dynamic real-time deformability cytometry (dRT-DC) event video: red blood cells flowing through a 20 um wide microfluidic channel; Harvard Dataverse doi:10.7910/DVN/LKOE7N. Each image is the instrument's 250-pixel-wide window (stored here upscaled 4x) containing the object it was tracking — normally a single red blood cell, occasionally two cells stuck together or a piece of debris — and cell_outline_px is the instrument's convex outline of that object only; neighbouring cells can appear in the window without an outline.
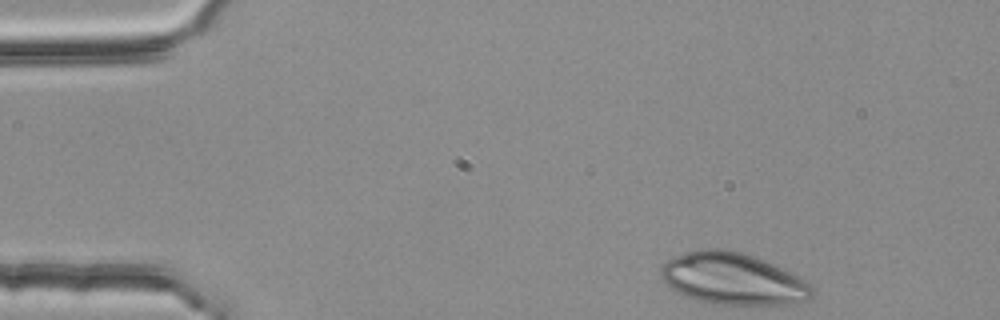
{"species": "common noctule bat (a hibernating species)", "species_latin": "Nyctalus noctula", "temperature_condition": "room temperature", "stored_images_in_passage": 41, "camera_frame_rate_fps": 3000, "um_per_image_px": 0.085, "animal": {"sex": "female", "body_mass_g": 25.1}, "frame": {"image": 1, "passage_image": 1, "time_ms": 0.0, "image_size_px": [1000, 320], "cell_outline_px": [[812, 300], [792, 304], [716, 304], [700, 300], [676, 292], [660, 280], [660, 264], [684, 252], [704, 248], [724, 248], [744, 252], [756, 256], [784, 268], [808, 284], [812, 288]], "centroid_in_image_um": [62.26, 23.67], "position_along_channel_um": 22.7, "area_um2": 45.89}}
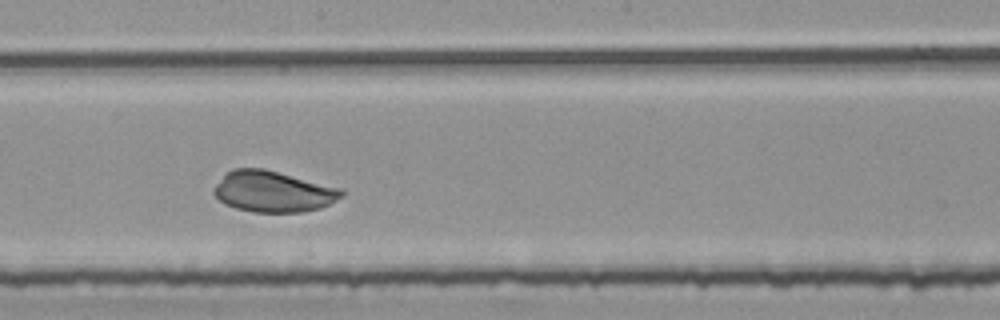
{"frame": {"image": 2, "passage_image": 24, "time_ms": 7.667, "image_size_px": [1000, 320], "cell_outline_px": [[344, 196], [320, 208], [304, 212], [252, 212], [236, 208], [224, 204], [212, 192], [216, 184], [232, 168], [264, 168], [344, 188]], "centroid_in_image_um": [23.25, 16.28], "position_along_channel_um": 224.9, "area_um2": 30.75}}
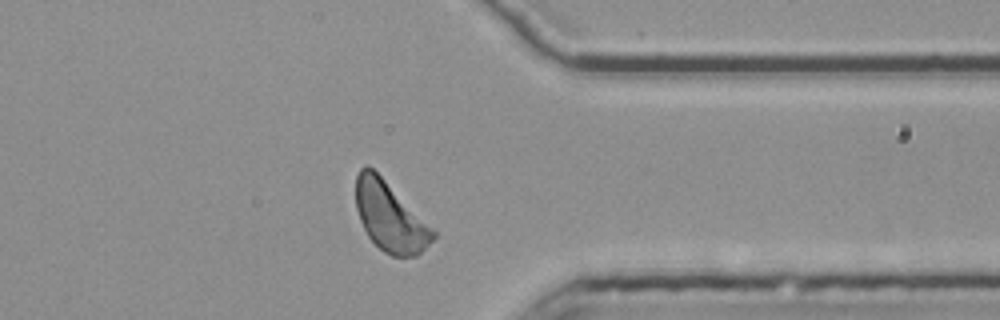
{"frame": {"image": 3, "passage_image": 37, "time_ms": 12.0, "image_size_px": [1000, 320], "cell_outline_px": [[436, 236], [416, 256], [392, 256], [384, 252], [368, 236], [360, 220], [356, 208], [356, 176], [360, 168], [364, 164], [368, 164], [436, 232]], "centroid_in_image_um": [33.11, 18.42], "position_along_channel_um": 378.3, "area_um2": 30.4}}